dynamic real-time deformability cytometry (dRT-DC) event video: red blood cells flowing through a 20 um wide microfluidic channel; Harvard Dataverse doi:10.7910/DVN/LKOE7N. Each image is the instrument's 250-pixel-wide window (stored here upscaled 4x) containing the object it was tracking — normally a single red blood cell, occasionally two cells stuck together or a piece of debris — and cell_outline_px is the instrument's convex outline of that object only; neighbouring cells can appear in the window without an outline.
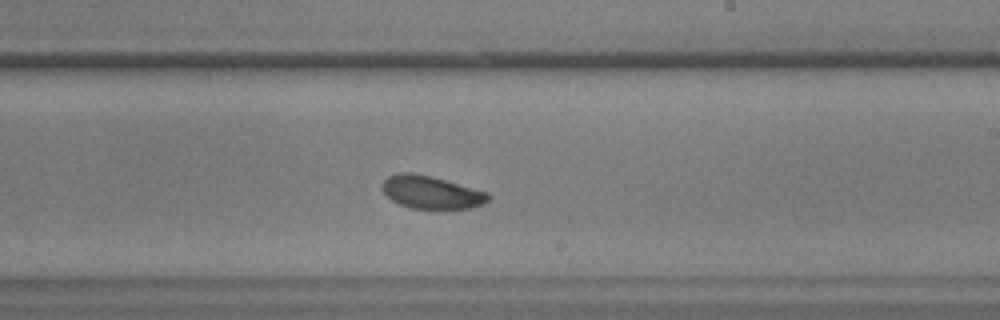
{"species": "common noctule bat (a hibernating species)", "species_latin": "Nyctalus noctula", "temperature_condition": "warm", "stored_images_in_passage": 35, "camera_frame_rate_fps": 3000, "um_per_image_px": 0.085, "animal": {"sex": "male", "body_mass_g": 17.9, "forearm_length_mm": 54.2}, "frame": {"image": 1, "passage_image": 25, "time_ms": 8.0, "image_size_px": [1000, 320], "cell_outline_px": [[492, 196], [484, 204], [472, 208], [412, 208], [400, 204], [392, 200], [380, 188], [380, 184], [388, 176], [400, 172], [412, 172], [444, 180], [488, 192]], "centroid_in_image_um": [36.65, 16.34], "position_along_channel_um": 252.4, "area_um2": 20.11}}